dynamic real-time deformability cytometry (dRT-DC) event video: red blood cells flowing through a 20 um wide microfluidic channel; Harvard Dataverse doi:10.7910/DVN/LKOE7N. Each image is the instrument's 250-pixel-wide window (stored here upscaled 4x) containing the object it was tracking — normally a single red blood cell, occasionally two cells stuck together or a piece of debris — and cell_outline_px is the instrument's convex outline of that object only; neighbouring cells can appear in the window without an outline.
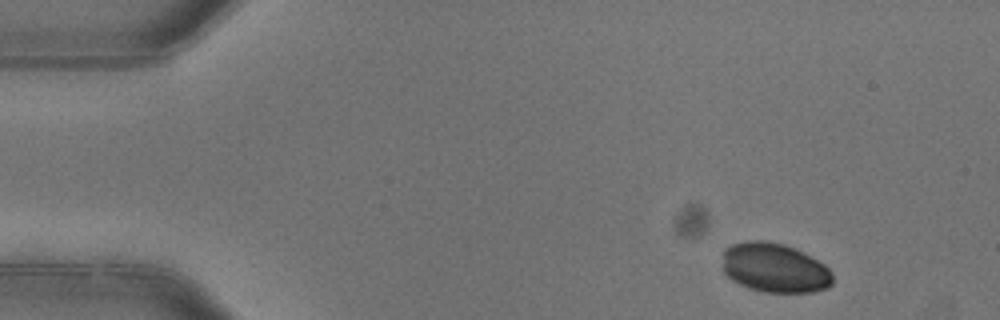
{"species": "common noctule bat (a hibernating species)", "species_latin": "Nyctalus noctula", "temperature_condition": "warm", "stored_images_in_passage": 4, "segment_of_instrument_passage": [1, 2], "camera_frame_rate_fps": 3000, "um_per_image_px": 0.085, "animal": {"sex": "female"}, "frame": {"image": 1, "passage_image": 1, "time_ms": 0.0, "image_size_px": [1000, 320], "cell_outline_px": [[832, 284], [828, 288], [812, 292], [764, 292], [748, 288], [732, 280], [724, 272], [724, 248], [732, 244], [748, 240], [764, 240], [784, 244], [796, 248], [824, 264], [832, 272]], "centroid_in_image_um": [65.86, 22.76], "position_along_channel_um": 19.1, "area_um2": 31.85}}